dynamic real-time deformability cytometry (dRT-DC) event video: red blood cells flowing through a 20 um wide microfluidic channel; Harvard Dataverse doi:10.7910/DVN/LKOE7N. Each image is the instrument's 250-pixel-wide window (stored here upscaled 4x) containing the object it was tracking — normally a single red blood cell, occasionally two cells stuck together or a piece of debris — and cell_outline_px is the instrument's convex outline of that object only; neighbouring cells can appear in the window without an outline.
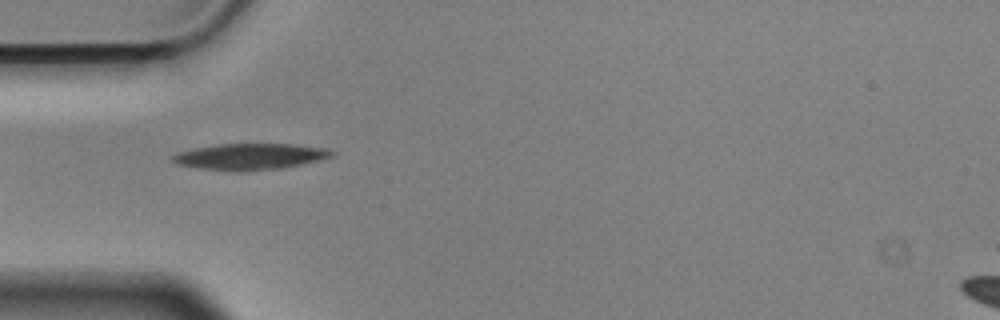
{"species": "Egyptian fruit bat (a non-hibernating species)", "species_latin": "Rousettus aegyptiacus", "temperature_condition": "cold", "stored_images_in_passage": 34, "camera_frame_rate_fps": 3000, "um_per_image_px": 0.085, "animal": {"sex": "male"}, "frame": {"image": 1, "passage_image": 1, "time_ms": 0.0, "image_size_px": [1000, 320], "cell_outline_px": [[332, 156], [300, 164], [280, 168], [196, 168], [176, 164], [168, 160], [168, 156], [176, 152], [192, 148], [216, 144], [292, 144], [324, 148], [332, 152]], "centroid_in_image_um": [21.1, 13.25], "position_along_channel_um": 63.9, "area_um2": 23.24}}
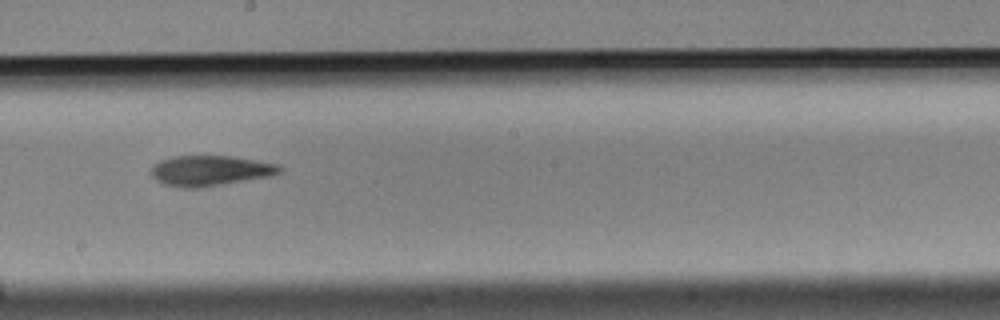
{"frame": {"image": 2, "passage_image": 15, "time_ms": 4.667, "image_size_px": [1000, 320], "cell_outline_px": [[284, 168], [280, 172], [272, 176], [200, 188], [184, 188], [164, 184], [156, 180], [152, 176], [152, 168], [160, 160], [172, 156], [228, 156], [256, 160], [276, 164]], "centroid_in_image_um": [17.88, 14.51], "position_along_channel_um": 230.3, "area_um2": 22.66}}
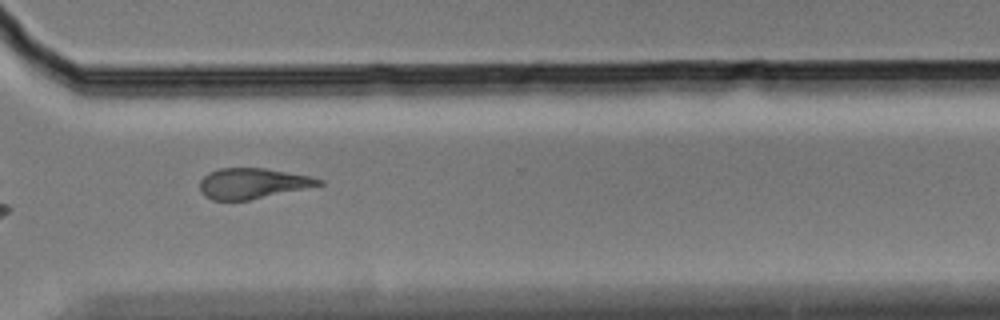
{"frame": {"image": 3, "passage_image": 25, "time_ms": 8.0, "image_size_px": [1000, 320], "cell_outline_px": [[324, 184], [248, 200], [212, 200], [204, 196], [200, 192], [200, 180], [208, 172], [220, 168], [264, 168], [312, 176], [324, 180]], "centroid_in_image_um": [21.45, 15.58], "position_along_channel_um": 349.2, "area_um2": 21.1}, "authors_computed_cell_mechanics": {"area_um2": 22.5998, "velocity_mm_per_s": 3.57, "shape_relaxation_time_tau1_ms": 5.8592, "shape_relaxation_time_tau2_ms": 7.2707, "deformation_change_tau1": 0.1832, "deformation_change_tau2": 0.1882}}